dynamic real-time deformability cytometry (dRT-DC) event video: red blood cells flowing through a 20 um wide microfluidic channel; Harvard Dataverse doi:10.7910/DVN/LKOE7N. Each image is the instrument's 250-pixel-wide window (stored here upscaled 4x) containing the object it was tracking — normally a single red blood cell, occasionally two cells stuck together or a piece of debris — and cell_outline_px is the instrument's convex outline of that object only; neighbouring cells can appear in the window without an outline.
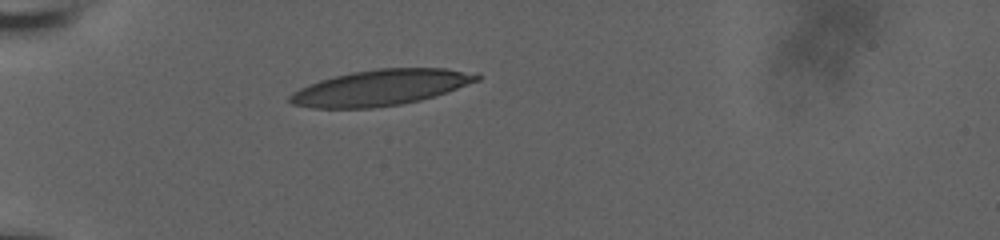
{"species": "human", "species_latin": "Homo sapiens", "temperature_condition": "room temperature", "stored_images_in_passage": 33, "camera_frame_rate_fps": 3000, "um_per_image_px": 0.085, "donor": {"sex": "male"}, "frame": {"image": 1, "passage_image": 1, "time_ms": 0.0, "image_size_px": [1000, 240], "cell_outline_px": [[480, 80], [420, 100], [400, 104], [372, 108], [312, 108], [292, 104], [288, 100], [288, 96], [292, 92], [308, 84], [320, 80], [352, 72], [376, 68], [444, 68], [476, 72], [480, 76]], "centroid_in_image_um": [32.32, 7.44], "position_along_channel_um": 52.7, "area_um2": 38.84}}
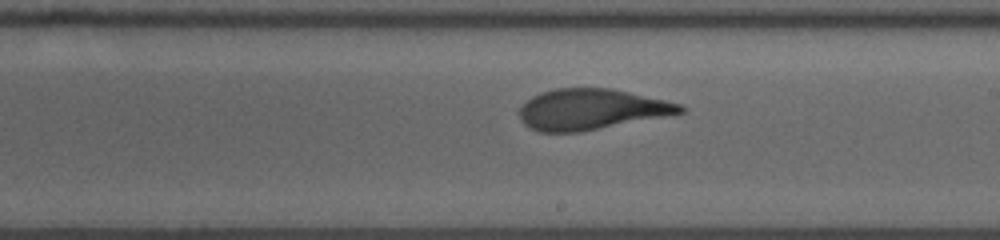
{"frame": {"image": 2, "passage_image": 18, "time_ms": 5.667, "image_size_px": [1000, 240], "cell_outline_px": [[684, 112], [580, 132], [540, 132], [528, 128], [520, 120], [516, 112], [532, 96], [540, 92], [556, 88], [612, 88], [664, 100], [680, 104], [684, 108]], "centroid_in_image_um": [50.17, 9.29], "position_along_channel_um": 238.8, "area_um2": 37.97}}
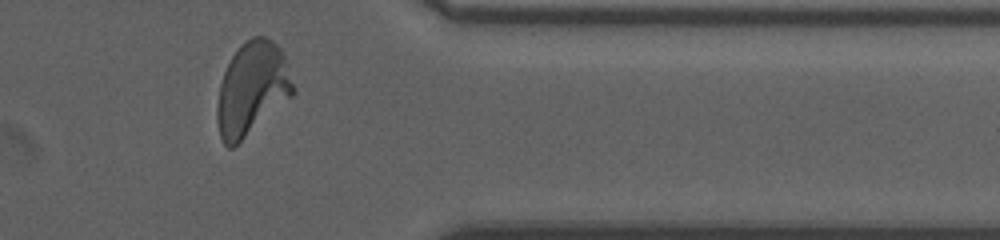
{"frame": {"image": 3, "passage_image": 31, "time_ms": 10.0, "image_size_px": [1000, 240], "cell_outline_px": [[296, 92], [292, 96], [232, 148], [228, 148], [224, 144], [220, 136], [216, 120], [216, 108], [220, 84], [224, 72], [232, 56], [240, 44], [252, 36], [264, 36], [272, 40], [280, 48], [284, 56]], "centroid_in_image_um": [21.4, 7.53], "position_along_channel_um": 390.0, "area_um2": 40.98}, "authors_computed_cell_mechanics": {"area_um2": 39.2462, "velocity_mm_per_s": 3.7091, "shape_relaxation_time_tau1_ms": 6.6874, "shape_relaxation_time_tau2_ms": 0.9969, "deformation_change_tau1": 0.24, "deformation_change_tau2": 0.076}}